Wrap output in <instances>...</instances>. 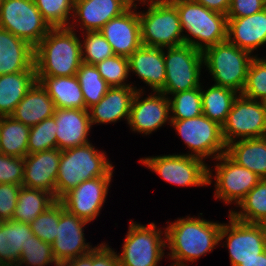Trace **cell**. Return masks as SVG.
Segmentation results:
<instances>
[{
  "mask_svg": "<svg viewBox=\"0 0 266 266\" xmlns=\"http://www.w3.org/2000/svg\"><path fill=\"white\" fill-rule=\"evenodd\" d=\"M264 106H265V111H266V99L264 101H262Z\"/></svg>",
  "mask_w": 266,
  "mask_h": 266,
  "instance_id": "obj_54",
  "label": "cell"
},
{
  "mask_svg": "<svg viewBox=\"0 0 266 266\" xmlns=\"http://www.w3.org/2000/svg\"><path fill=\"white\" fill-rule=\"evenodd\" d=\"M148 5L147 12H139L142 45L169 48L184 44L176 7L170 1Z\"/></svg>",
  "mask_w": 266,
  "mask_h": 266,
  "instance_id": "obj_6",
  "label": "cell"
},
{
  "mask_svg": "<svg viewBox=\"0 0 266 266\" xmlns=\"http://www.w3.org/2000/svg\"><path fill=\"white\" fill-rule=\"evenodd\" d=\"M226 154L237 164L266 179V137L235 140L227 144Z\"/></svg>",
  "mask_w": 266,
  "mask_h": 266,
  "instance_id": "obj_28",
  "label": "cell"
},
{
  "mask_svg": "<svg viewBox=\"0 0 266 266\" xmlns=\"http://www.w3.org/2000/svg\"><path fill=\"white\" fill-rule=\"evenodd\" d=\"M55 109L48 92L36 81L10 116L31 127L52 117Z\"/></svg>",
  "mask_w": 266,
  "mask_h": 266,
  "instance_id": "obj_26",
  "label": "cell"
},
{
  "mask_svg": "<svg viewBox=\"0 0 266 266\" xmlns=\"http://www.w3.org/2000/svg\"><path fill=\"white\" fill-rule=\"evenodd\" d=\"M209 10L227 15L231 0H194Z\"/></svg>",
  "mask_w": 266,
  "mask_h": 266,
  "instance_id": "obj_48",
  "label": "cell"
},
{
  "mask_svg": "<svg viewBox=\"0 0 266 266\" xmlns=\"http://www.w3.org/2000/svg\"><path fill=\"white\" fill-rule=\"evenodd\" d=\"M130 72L150 86L153 92L164 89L166 72L164 48L141 46L129 58Z\"/></svg>",
  "mask_w": 266,
  "mask_h": 266,
  "instance_id": "obj_24",
  "label": "cell"
},
{
  "mask_svg": "<svg viewBox=\"0 0 266 266\" xmlns=\"http://www.w3.org/2000/svg\"><path fill=\"white\" fill-rule=\"evenodd\" d=\"M239 266H266V250L254 259L242 261Z\"/></svg>",
  "mask_w": 266,
  "mask_h": 266,
  "instance_id": "obj_50",
  "label": "cell"
},
{
  "mask_svg": "<svg viewBox=\"0 0 266 266\" xmlns=\"http://www.w3.org/2000/svg\"><path fill=\"white\" fill-rule=\"evenodd\" d=\"M24 179V158L0 153V184L22 185Z\"/></svg>",
  "mask_w": 266,
  "mask_h": 266,
  "instance_id": "obj_44",
  "label": "cell"
},
{
  "mask_svg": "<svg viewBox=\"0 0 266 266\" xmlns=\"http://www.w3.org/2000/svg\"><path fill=\"white\" fill-rule=\"evenodd\" d=\"M36 81V71L0 75V116H10Z\"/></svg>",
  "mask_w": 266,
  "mask_h": 266,
  "instance_id": "obj_30",
  "label": "cell"
},
{
  "mask_svg": "<svg viewBox=\"0 0 266 266\" xmlns=\"http://www.w3.org/2000/svg\"><path fill=\"white\" fill-rule=\"evenodd\" d=\"M252 56L228 40L207 48L203 52L204 65L214 78L215 85L241 94L247 80V71Z\"/></svg>",
  "mask_w": 266,
  "mask_h": 266,
  "instance_id": "obj_5",
  "label": "cell"
},
{
  "mask_svg": "<svg viewBox=\"0 0 266 266\" xmlns=\"http://www.w3.org/2000/svg\"><path fill=\"white\" fill-rule=\"evenodd\" d=\"M34 235L31 226L15 220H0V266H16L22 246Z\"/></svg>",
  "mask_w": 266,
  "mask_h": 266,
  "instance_id": "obj_29",
  "label": "cell"
},
{
  "mask_svg": "<svg viewBox=\"0 0 266 266\" xmlns=\"http://www.w3.org/2000/svg\"><path fill=\"white\" fill-rule=\"evenodd\" d=\"M155 223L140 225L129 223L122 253L118 254L120 266H158L165 255L166 241Z\"/></svg>",
  "mask_w": 266,
  "mask_h": 266,
  "instance_id": "obj_10",
  "label": "cell"
},
{
  "mask_svg": "<svg viewBox=\"0 0 266 266\" xmlns=\"http://www.w3.org/2000/svg\"><path fill=\"white\" fill-rule=\"evenodd\" d=\"M92 266H120L116 252L101 243L92 250Z\"/></svg>",
  "mask_w": 266,
  "mask_h": 266,
  "instance_id": "obj_47",
  "label": "cell"
},
{
  "mask_svg": "<svg viewBox=\"0 0 266 266\" xmlns=\"http://www.w3.org/2000/svg\"><path fill=\"white\" fill-rule=\"evenodd\" d=\"M56 121L54 116L30 127L28 154L57 148Z\"/></svg>",
  "mask_w": 266,
  "mask_h": 266,
  "instance_id": "obj_38",
  "label": "cell"
},
{
  "mask_svg": "<svg viewBox=\"0 0 266 266\" xmlns=\"http://www.w3.org/2000/svg\"><path fill=\"white\" fill-rule=\"evenodd\" d=\"M170 125L193 151L189 155L202 160L211 156L215 160L226 153L227 145L222 136V126L204 114L185 120H171Z\"/></svg>",
  "mask_w": 266,
  "mask_h": 266,
  "instance_id": "obj_11",
  "label": "cell"
},
{
  "mask_svg": "<svg viewBox=\"0 0 266 266\" xmlns=\"http://www.w3.org/2000/svg\"><path fill=\"white\" fill-rule=\"evenodd\" d=\"M133 8L136 9V6H130L99 30L111 45L114 54L127 58L142 46L139 12Z\"/></svg>",
  "mask_w": 266,
  "mask_h": 266,
  "instance_id": "obj_18",
  "label": "cell"
},
{
  "mask_svg": "<svg viewBox=\"0 0 266 266\" xmlns=\"http://www.w3.org/2000/svg\"><path fill=\"white\" fill-rule=\"evenodd\" d=\"M50 264H56L51 243L44 242L36 235H32L30 240L22 246L21 257L19 258L16 266H45Z\"/></svg>",
  "mask_w": 266,
  "mask_h": 266,
  "instance_id": "obj_39",
  "label": "cell"
},
{
  "mask_svg": "<svg viewBox=\"0 0 266 266\" xmlns=\"http://www.w3.org/2000/svg\"><path fill=\"white\" fill-rule=\"evenodd\" d=\"M30 127L11 116H0V152L24 158L28 154Z\"/></svg>",
  "mask_w": 266,
  "mask_h": 266,
  "instance_id": "obj_32",
  "label": "cell"
},
{
  "mask_svg": "<svg viewBox=\"0 0 266 266\" xmlns=\"http://www.w3.org/2000/svg\"><path fill=\"white\" fill-rule=\"evenodd\" d=\"M61 150L58 148L27 154L24 157L22 186L50 192L55 197Z\"/></svg>",
  "mask_w": 266,
  "mask_h": 266,
  "instance_id": "obj_19",
  "label": "cell"
},
{
  "mask_svg": "<svg viewBox=\"0 0 266 266\" xmlns=\"http://www.w3.org/2000/svg\"><path fill=\"white\" fill-rule=\"evenodd\" d=\"M202 90L201 87L202 114L222 126L239 93L215 84Z\"/></svg>",
  "mask_w": 266,
  "mask_h": 266,
  "instance_id": "obj_33",
  "label": "cell"
},
{
  "mask_svg": "<svg viewBox=\"0 0 266 266\" xmlns=\"http://www.w3.org/2000/svg\"><path fill=\"white\" fill-rule=\"evenodd\" d=\"M112 176H100L83 181L68 191L59 201L71 214L87 221L96 219L108 194Z\"/></svg>",
  "mask_w": 266,
  "mask_h": 266,
  "instance_id": "obj_15",
  "label": "cell"
},
{
  "mask_svg": "<svg viewBox=\"0 0 266 266\" xmlns=\"http://www.w3.org/2000/svg\"><path fill=\"white\" fill-rule=\"evenodd\" d=\"M60 220V201L57 200L31 223L34 235L44 242L53 243L56 238L57 226Z\"/></svg>",
  "mask_w": 266,
  "mask_h": 266,
  "instance_id": "obj_43",
  "label": "cell"
},
{
  "mask_svg": "<svg viewBox=\"0 0 266 266\" xmlns=\"http://www.w3.org/2000/svg\"><path fill=\"white\" fill-rule=\"evenodd\" d=\"M21 186L11 183L0 184V220L12 219Z\"/></svg>",
  "mask_w": 266,
  "mask_h": 266,
  "instance_id": "obj_45",
  "label": "cell"
},
{
  "mask_svg": "<svg viewBox=\"0 0 266 266\" xmlns=\"http://www.w3.org/2000/svg\"><path fill=\"white\" fill-rule=\"evenodd\" d=\"M170 120H185L202 114L201 87L171 94ZM171 98V99H170Z\"/></svg>",
  "mask_w": 266,
  "mask_h": 266,
  "instance_id": "obj_36",
  "label": "cell"
},
{
  "mask_svg": "<svg viewBox=\"0 0 266 266\" xmlns=\"http://www.w3.org/2000/svg\"><path fill=\"white\" fill-rule=\"evenodd\" d=\"M266 0H231L227 18H240L263 11Z\"/></svg>",
  "mask_w": 266,
  "mask_h": 266,
  "instance_id": "obj_46",
  "label": "cell"
},
{
  "mask_svg": "<svg viewBox=\"0 0 266 266\" xmlns=\"http://www.w3.org/2000/svg\"><path fill=\"white\" fill-rule=\"evenodd\" d=\"M34 3L51 28L70 26L74 0H34Z\"/></svg>",
  "mask_w": 266,
  "mask_h": 266,
  "instance_id": "obj_37",
  "label": "cell"
},
{
  "mask_svg": "<svg viewBox=\"0 0 266 266\" xmlns=\"http://www.w3.org/2000/svg\"><path fill=\"white\" fill-rule=\"evenodd\" d=\"M95 66L110 87L132 86L125 83L130 72L129 59L127 57L114 55L98 62Z\"/></svg>",
  "mask_w": 266,
  "mask_h": 266,
  "instance_id": "obj_41",
  "label": "cell"
},
{
  "mask_svg": "<svg viewBox=\"0 0 266 266\" xmlns=\"http://www.w3.org/2000/svg\"><path fill=\"white\" fill-rule=\"evenodd\" d=\"M135 1H140L144 5L146 3V0H132V6H136L137 7V4L135 3ZM169 1L170 0H147V4H148V2H149V4H151V3H166V2H169Z\"/></svg>",
  "mask_w": 266,
  "mask_h": 266,
  "instance_id": "obj_51",
  "label": "cell"
},
{
  "mask_svg": "<svg viewBox=\"0 0 266 266\" xmlns=\"http://www.w3.org/2000/svg\"><path fill=\"white\" fill-rule=\"evenodd\" d=\"M105 156L104 152L97 151L90 142L61 150L55 198L59 200L83 181L100 176H113V166Z\"/></svg>",
  "mask_w": 266,
  "mask_h": 266,
  "instance_id": "obj_3",
  "label": "cell"
},
{
  "mask_svg": "<svg viewBox=\"0 0 266 266\" xmlns=\"http://www.w3.org/2000/svg\"><path fill=\"white\" fill-rule=\"evenodd\" d=\"M217 160L220 163L215 166V198L222 199L227 205L233 202L237 206L261 178L237 164L226 153L216 158Z\"/></svg>",
  "mask_w": 266,
  "mask_h": 266,
  "instance_id": "obj_14",
  "label": "cell"
},
{
  "mask_svg": "<svg viewBox=\"0 0 266 266\" xmlns=\"http://www.w3.org/2000/svg\"><path fill=\"white\" fill-rule=\"evenodd\" d=\"M170 2L178 11L182 32L186 30L185 33L192 35H184V44L204 52L207 48L227 40L226 15L209 10L194 0Z\"/></svg>",
  "mask_w": 266,
  "mask_h": 266,
  "instance_id": "obj_4",
  "label": "cell"
},
{
  "mask_svg": "<svg viewBox=\"0 0 266 266\" xmlns=\"http://www.w3.org/2000/svg\"><path fill=\"white\" fill-rule=\"evenodd\" d=\"M85 35V40L83 44L81 43L83 63L95 65L115 55L111 45L100 31H87Z\"/></svg>",
  "mask_w": 266,
  "mask_h": 266,
  "instance_id": "obj_42",
  "label": "cell"
},
{
  "mask_svg": "<svg viewBox=\"0 0 266 266\" xmlns=\"http://www.w3.org/2000/svg\"><path fill=\"white\" fill-rule=\"evenodd\" d=\"M222 136L227 144L241 139L266 137V111L262 101L248 99L241 94L234 100Z\"/></svg>",
  "mask_w": 266,
  "mask_h": 266,
  "instance_id": "obj_12",
  "label": "cell"
},
{
  "mask_svg": "<svg viewBox=\"0 0 266 266\" xmlns=\"http://www.w3.org/2000/svg\"><path fill=\"white\" fill-rule=\"evenodd\" d=\"M221 226V223L190 216L169 224L164 236L171 253L168 255L175 262L172 266H187L186 261L193 263L211 252L220 242Z\"/></svg>",
  "mask_w": 266,
  "mask_h": 266,
  "instance_id": "obj_1",
  "label": "cell"
},
{
  "mask_svg": "<svg viewBox=\"0 0 266 266\" xmlns=\"http://www.w3.org/2000/svg\"><path fill=\"white\" fill-rule=\"evenodd\" d=\"M0 28L34 48L51 29L34 0H3L0 5Z\"/></svg>",
  "mask_w": 266,
  "mask_h": 266,
  "instance_id": "obj_9",
  "label": "cell"
},
{
  "mask_svg": "<svg viewBox=\"0 0 266 266\" xmlns=\"http://www.w3.org/2000/svg\"><path fill=\"white\" fill-rule=\"evenodd\" d=\"M240 211L231 210L229 214L237 220L266 223V179H261L238 204Z\"/></svg>",
  "mask_w": 266,
  "mask_h": 266,
  "instance_id": "obj_34",
  "label": "cell"
},
{
  "mask_svg": "<svg viewBox=\"0 0 266 266\" xmlns=\"http://www.w3.org/2000/svg\"><path fill=\"white\" fill-rule=\"evenodd\" d=\"M241 95L251 100L266 99V59L255 56L251 60Z\"/></svg>",
  "mask_w": 266,
  "mask_h": 266,
  "instance_id": "obj_40",
  "label": "cell"
},
{
  "mask_svg": "<svg viewBox=\"0 0 266 266\" xmlns=\"http://www.w3.org/2000/svg\"><path fill=\"white\" fill-rule=\"evenodd\" d=\"M55 265H56V266H67V265H65L64 262H57Z\"/></svg>",
  "mask_w": 266,
  "mask_h": 266,
  "instance_id": "obj_52",
  "label": "cell"
},
{
  "mask_svg": "<svg viewBox=\"0 0 266 266\" xmlns=\"http://www.w3.org/2000/svg\"><path fill=\"white\" fill-rule=\"evenodd\" d=\"M57 148L64 150L89 143L88 132L91 129L88 109L56 108Z\"/></svg>",
  "mask_w": 266,
  "mask_h": 266,
  "instance_id": "obj_20",
  "label": "cell"
},
{
  "mask_svg": "<svg viewBox=\"0 0 266 266\" xmlns=\"http://www.w3.org/2000/svg\"><path fill=\"white\" fill-rule=\"evenodd\" d=\"M137 87H110L105 96L88 108L91 125L117 122L125 118L128 122L131 103ZM90 110V111H89Z\"/></svg>",
  "mask_w": 266,
  "mask_h": 266,
  "instance_id": "obj_22",
  "label": "cell"
},
{
  "mask_svg": "<svg viewBox=\"0 0 266 266\" xmlns=\"http://www.w3.org/2000/svg\"><path fill=\"white\" fill-rule=\"evenodd\" d=\"M132 6V0H126Z\"/></svg>",
  "mask_w": 266,
  "mask_h": 266,
  "instance_id": "obj_53",
  "label": "cell"
},
{
  "mask_svg": "<svg viewBox=\"0 0 266 266\" xmlns=\"http://www.w3.org/2000/svg\"><path fill=\"white\" fill-rule=\"evenodd\" d=\"M227 40L250 53L266 44V8L250 16L227 18Z\"/></svg>",
  "mask_w": 266,
  "mask_h": 266,
  "instance_id": "obj_23",
  "label": "cell"
},
{
  "mask_svg": "<svg viewBox=\"0 0 266 266\" xmlns=\"http://www.w3.org/2000/svg\"><path fill=\"white\" fill-rule=\"evenodd\" d=\"M56 201L50 192L21 186L12 220L30 224Z\"/></svg>",
  "mask_w": 266,
  "mask_h": 266,
  "instance_id": "obj_31",
  "label": "cell"
},
{
  "mask_svg": "<svg viewBox=\"0 0 266 266\" xmlns=\"http://www.w3.org/2000/svg\"><path fill=\"white\" fill-rule=\"evenodd\" d=\"M129 7L126 0H74L72 17L76 23L82 25L81 29H85V32L99 31L108 21L121 15Z\"/></svg>",
  "mask_w": 266,
  "mask_h": 266,
  "instance_id": "obj_21",
  "label": "cell"
},
{
  "mask_svg": "<svg viewBox=\"0 0 266 266\" xmlns=\"http://www.w3.org/2000/svg\"><path fill=\"white\" fill-rule=\"evenodd\" d=\"M229 218V223L221 226L219 241L226 237L231 266H239L266 250V230L263 224L243 222L230 214Z\"/></svg>",
  "mask_w": 266,
  "mask_h": 266,
  "instance_id": "obj_13",
  "label": "cell"
},
{
  "mask_svg": "<svg viewBox=\"0 0 266 266\" xmlns=\"http://www.w3.org/2000/svg\"><path fill=\"white\" fill-rule=\"evenodd\" d=\"M76 76L83 93L85 109L97 104L110 88L95 65L82 63Z\"/></svg>",
  "mask_w": 266,
  "mask_h": 266,
  "instance_id": "obj_35",
  "label": "cell"
},
{
  "mask_svg": "<svg viewBox=\"0 0 266 266\" xmlns=\"http://www.w3.org/2000/svg\"><path fill=\"white\" fill-rule=\"evenodd\" d=\"M165 49L167 50V53L164 52L166 80L161 92L167 96L201 87L203 52L187 44Z\"/></svg>",
  "mask_w": 266,
  "mask_h": 266,
  "instance_id": "obj_8",
  "label": "cell"
},
{
  "mask_svg": "<svg viewBox=\"0 0 266 266\" xmlns=\"http://www.w3.org/2000/svg\"><path fill=\"white\" fill-rule=\"evenodd\" d=\"M142 94L143 89L137 90L133 97L128 124L132 131L148 135L171 121L170 102L162 92H154L145 99H141Z\"/></svg>",
  "mask_w": 266,
  "mask_h": 266,
  "instance_id": "obj_17",
  "label": "cell"
},
{
  "mask_svg": "<svg viewBox=\"0 0 266 266\" xmlns=\"http://www.w3.org/2000/svg\"><path fill=\"white\" fill-rule=\"evenodd\" d=\"M36 79L48 92L55 108L85 109L83 93L76 75L36 76Z\"/></svg>",
  "mask_w": 266,
  "mask_h": 266,
  "instance_id": "obj_27",
  "label": "cell"
},
{
  "mask_svg": "<svg viewBox=\"0 0 266 266\" xmlns=\"http://www.w3.org/2000/svg\"><path fill=\"white\" fill-rule=\"evenodd\" d=\"M189 154L145 157L139 161L168 183L186 187L210 185L213 174L210 167Z\"/></svg>",
  "mask_w": 266,
  "mask_h": 266,
  "instance_id": "obj_7",
  "label": "cell"
},
{
  "mask_svg": "<svg viewBox=\"0 0 266 266\" xmlns=\"http://www.w3.org/2000/svg\"><path fill=\"white\" fill-rule=\"evenodd\" d=\"M51 28L34 48L36 76H73L82 62V40L74 32V25Z\"/></svg>",
  "mask_w": 266,
  "mask_h": 266,
  "instance_id": "obj_2",
  "label": "cell"
},
{
  "mask_svg": "<svg viewBox=\"0 0 266 266\" xmlns=\"http://www.w3.org/2000/svg\"><path fill=\"white\" fill-rule=\"evenodd\" d=\"M88 222L67 211L60 202V220L57 226L56 238L52 253L57 262H64L90 253L95 247L86 243L84 226Z\"/></svg>",
  "mask_w": 266,
  "mask_h": 266,
  "instance_id": "obj_16",
  "label": "cell"
},
{
  "mask_svg": "<svg viewBox=\"0 0 266 266\" xmlns=\"http://www.w3.org/2000/svg\"><path fill=\"white\" fill-rule=\"evenodd\" d=\"M67 266H92V251L88 254L64 261Z\"/></svg>",
  "mask_w": 266,
  "mask_h": 266,
  "instance_id": "obj_49",
  "label": "cell"
},
{
  "mask_svg": "<svg viewBox=\"0 0 266 266\" xmlns=\"http://www.w3.org/2000/svg\"><path fill=\"white\" fill-rule=\"evenodd\" d=\"M36 71L34 47L0 28V75Z\"/></svg>",
  "mask_w": 266,
  "mask_h": 266,
  "instance_id": "obj_25",
  "label": "cell"
}]
</instances>
